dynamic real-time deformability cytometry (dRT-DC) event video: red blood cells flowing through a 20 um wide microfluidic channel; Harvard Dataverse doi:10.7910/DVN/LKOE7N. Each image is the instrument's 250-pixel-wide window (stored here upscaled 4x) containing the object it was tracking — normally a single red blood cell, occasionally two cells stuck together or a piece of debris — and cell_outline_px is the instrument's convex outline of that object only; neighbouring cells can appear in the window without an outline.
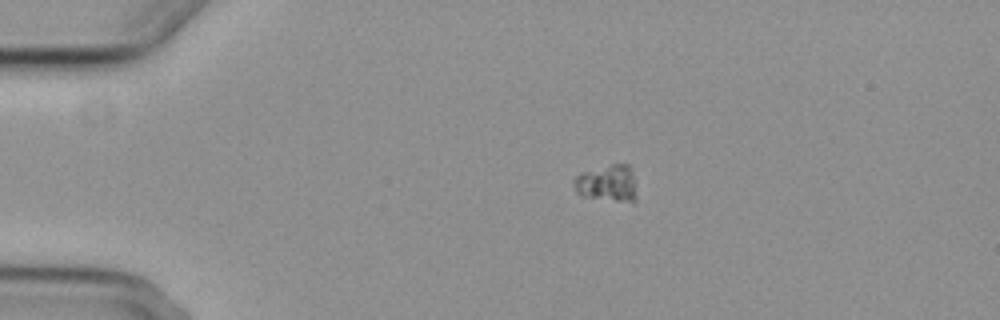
{"species": "common noctule bat (a hibernating species)", "species_latin": "Nyctalus noctula", "temperature_condition": "cold", "stored_images_in_passage": 4, "camera_frame_rate_fps": 3000, "um_per_image_px": 0.085, "animal": {"sex": "female", "body_mass_g": 29.2, "forearm_length_mm": 56.3}, "frame": {"image": 1, "passage_image": 1, "time_ms": 0.0, "image_size_px": [1000, 320], "cell_outline_px": [[636, 200], [616, 200], [580, 196], [576, 192], [576, 176], [580, 172], [612, 164], [628, 164], [632, 172], [636, 196]], "centroid_in_image_um": [51.61, 15.55], "position_along_channel_um": 33.4, "area_um2": 13.01}}
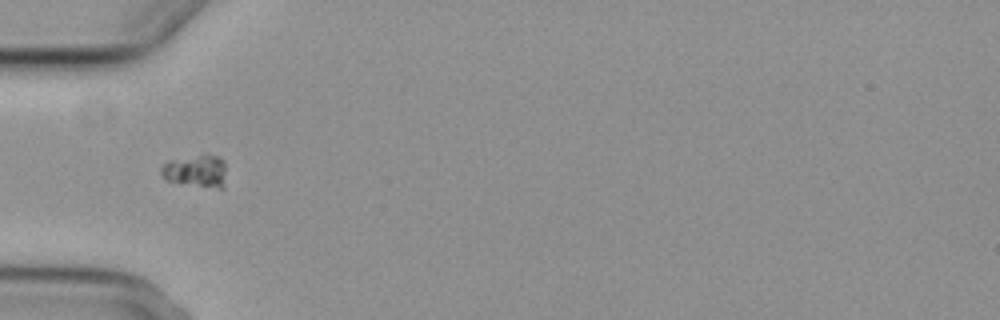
{"frame": {"image": 2, "passage_image": 3, "time_ms": 2.333, "image_size_px": [1000, 320], "cell_outline_px": [[224, 188], [220, 188], [168, 180], [160, 172], [160, 168], [168, 160], [204, 152], [220, 156], [224, 160]], "centroid_in_image_um": [16.68, 14.45], "position_along_channel_um": 68.3, "area_um2": 12.31}}
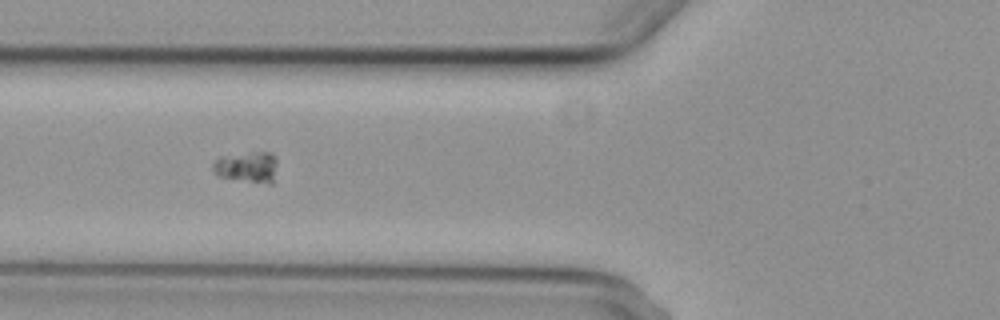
{"frame": {"image": 3, "passage_image": 4, "time_ms": 3.333, "image_size_px": [1000, 320], "cell_outline_px": [[276, 164], [272, 184], [268, 184], [220, 176], [212, 168], [212, 164], [220, 156], [252, 152], [272, 152], [276, 160]], "centroid_in_image_um": [21.02, 14.17], "position_along_channel_um": 104.8, "area_um2": 11.39}}